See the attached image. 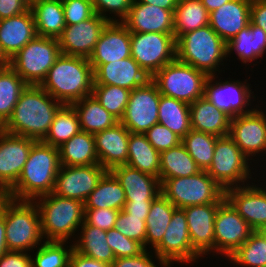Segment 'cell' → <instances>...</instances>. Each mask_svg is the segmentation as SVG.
I'll return each instance as SVG.
<instances>
[{"mask_svg": "<svg viewBox=\"0 0 266 267\" xmlns=\"http://www.w3.org/2000/svg\"><path fill=\"white\" fill-rule=\"evenodd\" d=\"M62 105L40 85H27L22 91L11 117L1 129L9 134L42 141Z\"/></svg>", "mask_w": 266, "mask_h": 267, "instance_id": "1", "label": "cell"}, {"mask_svg": "<svg viewBox=\"0 0 266 267\" xmlns=\"http://www.w3.org/2000/svg\"><path fill=\"white\" fill-rule=\"evenodd\" d=\"M60 167L59 149L36 141L19 179L8 191L9 198L33 201L52 193Z\"/></svg>", "mask_w": 266, "mask_h": 267, "instance_id": "2", "label": "cell"}, {"mask_svg": "<svg viewBox=\"0 0 266 267\" xmlns=\"http://www.w3.org/2000/svg\"><path fill=\"white\" fill-rule=\"evenodd\" d=\"M93 84L89 59L61 53L40 86L58 102L72 105L91 95Z\"/></svg>", "mask_w": 266, "mask_h": 267, "instance_id": "3", "label": "cell"}, {"mask_svg": "<svg viewBox=\"0 0 266 267\" xmlns=\"http://www.w3.org/2000/svg\"><path fill=\"white\" fill-rule=\"evenodd\" d=\"M33 201L39 210L44 240L73 243L84 222V203L53 193L39 196Z\"/></svg>", "mask_w": 266, "mask_h": 267, "instance_id": "4", "label": "cell"}, {"mask_svg": "<svg viewBox=\"0 0 266 267\" xmlns=\"http://www.w3.org/2000/svg\"><path fill=\"white\" fill-rule=\"evenodd\" d=\"M176 59L203 71L208 76H223L221 73H225V68L228 69L226 66L229 67L226 43L210 25L180 36L176 40Z\"/></svg>", "mask_w": 266, "mask_h": 267, "instance_id": "5", "label": "cell"}, {"mask_svg": "<svg viewBox=\"0 0 266 267\" xmlns=\"http://www.w3.org/2000/svg\"><path fill=\"white\" fill-rule=\"evenodd\" d=\"M5 227L8 251L31 253L45 241L34 201L9 198L5 202Z\"/></svg>", "mask_w": 266, "mask_h": 267, "instance_id": "6", "label": "cell"}, {"mask_svg": "<svg viewBox=\"0 0 266 267\" xmlns=\"http://www.w3.org/2000/svg\"><path fill=\"white\" fill-rule=\"evenodd\" d=\"M245 72L249 76L245 75V78L246 76L248 78H244V81L238 78H230V74L228 76L229 78L223 77V80L219 74H216L208 76L205 82L204 98L219 110H222L231 119L236 116L251 113L258 105L266 104L262 97L259 98L257 94L254 95V91L251 89L253 86L250 83L252 74L248 73V71Z\"/></svg>", "mask_w": 266, "mask_h": 267, "instance_id": "7", "label": "cell"}, {"mask_svg": "<svg viewBox=\"0 0 266 267\" xmlns=\"http://www.w3.org/2000/svg\"><path fill=\"white\" fill-rule=\"evenodd\" d=\"M255 167L233 139L226 135L216 140L213 160L206 172L226 190L253 182L261 174L256 173Z\"/></svg>", "mask_w": 266, "mask_h": 267, "instance_id": "8", "label": "cell"}, {"mask_svg": "<svg viewBox=\"0 0 266 267\" xmlns=\"http://www.w3.org/2000/svg\"><path fill=\"white\" fill-rule=\"evenodd\" d=\"M161 194L176 208L222 203L225 190L205 171L188 177L165 179L160 185Z\"/></svg>", "mask_w": 266, "mask_h": 267, "instance_id": "9", "label": "cell"}, {"mask_svg": "<svg viewBox=\"0 0 266 267\" xmlns=\"http://www.w3.org/2000/svg\"><path fill=\"white\" fill-rule=\"evenodd\" d=\"M60 55L56 38L36 36L9 60V66L28 85H41Z\"/></svg>", "mask_w": 266, "mask_h": 267, "instance_id": "10", "label": "cell"}, {"mask_svg": "<svg viewBox=\"0 0 266 267\" xmlns=\"http://www.w3.org/2000/svg\"><path fill=\"white\" fill-rule=\"evenodd\" d=\"M208 75L178 59L166 64L151 79L161 95L191 104L204 97Z\"/></svg>", "mask_w": 266, "mask_h": 267, "instance_id": "11", "label": "cell"}, {"mask_svg": "<svg viewBox=\"0 0 266 267\" xmlns=\"http://www.w3.org/2000/svg\"><path fill=\"white\" fill-rule=\"evenodd\" d=\"M264 105H258L251 113L232 118L229 130V136L253 165L260 168L259 172L261 168L266 167V105Z\"/></svg>", "mask_w": 266, "mask_h": 267, "instance_id": "12", "label": "cell"}, {"mask_svg": "<svg viewBox=\"0 0 266 267\" xmlns=\"http://www.w3.org/2000/svg\"><path fill=\"white\" fill-rule=\"evenodd\" d=\"M131 57L152 78L166 64L176 59L174 34L131 33Z\"/></svg>", "mask_w": 266, "mask_h": 267, "instance_id": "13", "label": "cell"}, {"mask_svg": "<svg viewBox=\"0 0 266 267\" xmlns=\"http://www.w3.org/2000/svg\"><path fill=\"white\" fill-rule=\"evenodd\" d=\"M170 267L174 264L196 267L203 259L192 247L188 224L183 209L177 208L165 230L162 241L152 250ZM200 259V260H199Z\"/></svg>", "mask_w": 266, "mask_h": 267, "instance_id": "14", "label": "cell"}, {"mask_svg": "<svg viewBox=\"0 0 266 267\" xmlns=\"http://www.w3.org/2000/svg\"><path fill=\"white\" fill-rule=\"evenodd\" d=\"M253 232L232 204L225 199L218 207L214 222V258H227L234 253ZM222 256V257H221ZM225 258V259H224Z\"/></svg>", "mask_w": 266, "mask_h": 267, "instance_id": "15", "label": "cell"}, {"mask_svg": "<svg viewBox=\"0 0 266 267\" xmlns=\"http://www.w3.org/2000/svg\"><path fill=\"white\" fill-rule=\"evenodd\" d=\"M160 96L158 86L152 79L131 90L124 116L120 122L129 132L144 134L158 123Z\"/></svg>", "mask_w": 266, "mask_h": 267, "instance_id": "16", "label": "cell"}, {"mask_svg": "<svg viewBox=\"0 0 266 267\" xmlns=\"http://www.w3.org/2000/svg\"><path fill=\"white\" fill-rule=\"evenodd\" d=\"M225 198L253 231H260L266 225V180L264 176L259 175L258 179L256 178L249 184L226 189Z\"/></svg>", "mask_w": 266, "mask_h": 267, "instance_id": "17", "label": "cell"}, {"mask_svg": "<svg viewBox=\"0 0 266 267\" xmlns=\"http://www.w3.org/2000/svg\"><path fill=\"white\" fill-rule=\"evenodd\" d=\"M107 172L100 164L65 166L61 165L53 189V194L63 198L85 202Z\"/></svg>", "mask_w": 266, "mask_h": 267, "instance_id": "18", "label": "cell"}, {"mask_svg": "<svg viewBox=\"0 0 266 267\" xmlns=\"http://www.w3.org/2000/svg\"><path fill=\"white\" fill-rule=\"evenodd\" d=\"M108 23L109 21L95 13L79 24L66 25L57 38L61 53L89 59Z\"/></svg>", "mask_w": 266, "mask_h": 267, "instance_id": "19", "label": "cell"}, {"mask_svg": "<svg viewBox=\"0 0 266 267\" xmlns=\"http://www.w3.org/2000/svg\"><path fill=\"white\" fill-rule=\"evenodd\" d=\"M35 142L0 128V187L9 191L16 184Z\"/></svg>", "mask_w": 266, "mask_h": 267, "instance_id": "20", "label": "cell"}, {"mask_svg": "<svg viewBox=\"0 0 266 267\" xmlns=\"http://www.w3.org/2000/svg\"><path fill=\"white\" fill-rule=\"evenodd\" d=\"M220 204L209 203L183 208L191 245L203 260L208 257L212 260L214 257V222Z\"/></svg>", "mask_w": 266, "mask_h": 267, "instance_id": "21", "label": "cell"}, {"mask_svg": "<svg viewBox=\"0 0 266 267\" xmlns=\"http://www.w3.org/2000/svg\"><path fill=\"white\" fill-rule=\"evenodd\" d=\"M131 57V33L122 22H109L89 58L95 71L101 64Z\"/></svg>", "mask_w": 266, "mask_h": 267, "instance_id": "22", "label": "cell"}, {"mask_svg": "<svg viewBox=\"0 0 266 267\" xmlns=\"http://www.w3.org/2000/svg\"><path fill=\"white\" fill-rule=\"evenodd\" d=\"M122 23L130 33L174 34V10L133 0L130 11Z\"/></svg>", "mask_w": 266, "mask_h": 267, "instance_id": "23", "label": "cell"}, {"mask_svg": "<svg viewBox=\"0 0 266 267\" xmlns=\"http://www.w3.org/2000/svg\"><path fill=\"white\" fill-rule=\"evenodd\" d=\"M235 54L238 57L237 60L239 59L242 64L241 67L245 66L244 68L247 71L249 69L247 66L252 67L253 65V68H250V70L252 69L251 72H254V67H257V64H260L263 61L262 58L266 55L265 31L250 21L247 27L242 29L234 38L226 43L227 61L229 60L230 62V57H233ZM253 61L256 62L254 63Z\"/></svg>", "mask_w": 266, "mask_h": 267, "instance_id": "24", "label": "cell"}, {"mask_svg": "<svg viewBox=\"0 0 266 267\" xmlns=\"http://www.w3.org/2000/svg\"><path fill=\"white\" fill-rule=\"evenodd\" d=\"M129 136V130L121 122L94 134L96 154L104 169L110 171L127 163Z\"/></svg>", "mask_w": 266, "mask_h": 267, "instance_id": "25", "label": "cell"}, {"mask_svg": "<svg viewBox=\"0 0 266 267\" xmlns=\"http://www.w3.org/2000/svg\"><path fill=\"white\" fill-rule=\"evenodd\" d=\"M37 36L31 9L0 20V50L9 61Z\"/></svg>", "mask_w": 266, "mask_h": 267, "instance_id": "26", "label": "cell"}, {"mask_svg": "<svg viewBox=\"0 0 266 267\" xmlns=\"http://www.w3.org/2000/svg\"><path fill=\"white\" fill-rule=\"evenodd\" d=\"M150 79L140 65L132 57H128L101 64L94 71L93 85H115L131 91Z\"/></svg>", "mask_w": 266, "mask_h": 267, "instance_id": "27", "label": "cell"}, {"mask_svg": "<svg viewBox=\"0 0 266 267\" xmlns=\"http://www.w3.org/2000/svg\"><path fill=\"white\" fill-rule=\"evenodd\" d=\"M250 6L251 0H230L209 13V25L227 43L249 25Z\"/></svg>", "mask_w": 266, "mask_h": 267, "instance_id": "28", "label": "cell"}, {"mask_svg": "<svg viewBox=\"0 0 266 267\" xmlns=\"http://www.w3.org/2000/svg\"><path fill=\"white\" fill-rule=\"evenodd\" d=\"M110 172L124 189L126 200L153 201L161 193L159 178L127 164L114 167Z\"/></svg>", "mask_w": 266, "mask_h": 267, "instance_id": "29", "label": "cell"}, {"mask_svg": "<svg viewBox=\"0 0 266 267\" xmlns=\"http://www.w3.org/2000/svg\"><path fill=\"white\" fill-rule=\"evenodd\" d=\"M192 130L217 137L229 135L231 118L202 97L189 105Z\"/></svg>", "mask_w": 266, "mask_h": 267, "instance_id": "30", "label": "cell"}, {"mask_svg": "<svg viewBox=\"0 0 266 267\" xmlns=\"http://www.w3.org/2000/svg\"><path fill=\"white\" fill-rule=\"evenodd\" d=\"M73 249L91 259L111 265L116 259L111 247L107 243L106 231L85 221L80 226L77 237L73 242Z\"/></svg>", "mask_w": 266, "mask_h": 267, "instance_id": "31", "label": "cell"}, {"mask_svg": "<svg viewBox=\"0 0 266 267\" xmlns=\"http://www.w3.org/2000/svg\"><path fill=\"white\" fill-rule=\"evenodd\" d=\"M37 36L58 38L66 26L62 0H39L30 6Z\"/></svg>", "mask_w": 266, "mask_h": 267, "instance_id": "32", "label": "cell"}, {"mask_svg": "<svg viewBox=\"0 0 266 267\" xmlns=\"http://www.w3.org/2000/svg\"><path fill=\"white\" fill-rule=\"evenodd\" d=\"M59 149L61 165L81 166L99 164L94 134L80 131L63 143Z\"/></svg>", "mask_w": 266, "mask_h": 267, "instance_id": "33", "label": "cell"}, {"mask_svg": "<svg viewBox=\"0 0 266 267\" xmlns=\"http://www.w3.org/2000/svg\"><path fill=\"white\" fill-rule=\"evenodd\" d=\"M77 112L81 131L95 134L120 122L91 94L72 104Z\"/></svg>", "mask_w": 266, "mask_h": 267, "instance_id": "34", "label": "cell"}, {"mask_svg": "<svg viewBox=\"0 0 266 267\" xmlns=\"http://www.w3.org/2000/svg\"><path fill=\"white\" fill-rule=\"evenodd\" d=\"M125 203L124 189L116 177L107 171L85 200L84 209L110 208L120 211L124 208Z\"/></svg>", "mask_w": 266, "mask_h": 267, "instance_id": "35", "label": "cell"}, {"mask_svg": "<svg viewBox=\"0 0 266 267\" xmlns=\"http://www.w3.org/2000/svg\"><path fill=\"white\" fill-rule=\"evenodd\" d=\"M126 164L159 178L160 152L148 142L145 134L130 132Z\"/></svg>", "mask_w": 266, "mask_h": 267, "instance_id": "36", "label": "cell"}, {"mask_svg": "<svg viewBox=\"0 0 266 267\" xmlns=\"http://www.w3.org/2000/svg\"><path fill=\"white\" fill-rule=\"evenodd\" d=\"M176 209L161 193L153 200L146 218L145 249L153 250L162 241Z\"/></svg>", "mask_w": 266, "mask_h": 267, "instance_id": "37", "label": "cell"}, {"mask_svg": "<svg viewBox=\"0 0 266 267\" xmlns=\"http://www.w3.org/2000/svg\"><path fill=\"white\" fill-rule=\"evenodd\" d=\"M200 171L182 143L160 152V184L168 178L193 176Z\"/></svg>", "mask_w": 266, "mask_h": 267, "instance_id": "38", "label": "cell"}, {"mask_svg": "<svg viewBox=\"0 0 266 267\" xmlns=\"http://www.w3.org/2000/svg\"><path fill=\"white\" fill-rule=\"evenodd\" d=\"M209 25V12L201 0H178L174 10V37Z\"/></svg>", "mask_w": 266, "mask_h": 267, "instance_id": "39", "label": "cell"}, {"mask_svg": "<svg viewBox=\"0 0 266 267\" xmlns=\"http://www.w3.org/2000/svg\"><path fill=\"white\" fill-rule=\"evenodd\" d=\"M158 123L166 126L182 139L192 129L189 104L161 95Z\"/></svg>", "mask_w": 266, "mask_h": 267, "instance_id": "40", "label": "cell"}, {"mask_svg": "<svg viewBox=\"0 0 266 267\" xmlns=\"http://www.w3.org/2000/svg\"><path fill=\"white\" fill-rule=\"evenodd\" d=\"M226 261L224 266L228 264L230 267H266V237L261 231H253Z\"/></svg>", "mask_w": 266, "mask_h": 267, "instance_id": "41", "label": "cell"}, {"mask_svg": "<svg viewBox=\"0 0 266 267\" xmlns=\"http://www.w3.org/2000/svg\"><path fill=\"white\" fill-rule=\"evenodd\" d=\"M80 131L79 117L74 106L63 104L58 109L54 121L42 142L58 148Z\"/></svg>", "mask_w": 266, "mask_h": 267, "instance_id": "42", "label": "cell"}, {"mask_svg": "<svg viewBox=\"0 0 266 267\" xmlns=\"http://www.w3.org/2000/svg\"><path fill=\"white\" fill-rule=\"evenodd\" d=\"M27 83L8 65L0 70V128L13 113Z\"/></svg>", "mask_w": 266, "mask_h": 267, "instance_id": "43", "label": "cell"}, {"mask_svg": "<svg viewBox=\"0 0 266 267\" xmlns=\"http://www.w3.org/2000/svg\"><path fill=\"white\" fill-rule=\"evenodd\" d=\"M31 252L32 267H69L72 242L44 241Z\"/></svg>", "mask_w": 266, "mask_h": 267, "instance_id": "44", "label": "cell"}, {"mask_svg": "<svg viewBox=\"0 0 266 267\" xmlns=\"http://www.w3.org/2000/svg\"><path fill=\"white\" fill-rule=\"evenodd\" d=\"M217 136L190 130L182 139L181 143L194 159L201 170H207L213 160L214 148Z\"/></svg>", "mask_w": 266, "mask_h": 267, "instance_id": "45", "label": "cell"}, {"mask_svg": "<svg viewBox=\"0 0 266 267\" xmlns=\"http://www.w3.org/2000/svg\"><path fill=\"white\" fill-rule=\"evenodd\" d=\"M130 90L115 85H93L92 95L119 121L123 118Z\"/></svg>", "mask_w": 266, "mask_h": 267, "instance_id": "46", "label": "cell"}, {"mask_svg": "<svg viewBox=\"0 0 266 267\" xmlns=\"http://www.w3.org/2000/svg\"><path fill=\"white\" fill-rule=\"evenodd\" d=\"M146 218L132 216L122 209L118 213L114 229H117L125 237L139 242L145 249Z\"/></svg>", "mask_w": 266, "mask_h": 267, "instance_id": "47", "label": "cell"}, {"mask_svg": "<svg viewBox=\"0 0 266 267\" xmlns=\"http://www.w3.org/2000/svg\"><path fill=\"white\" fill-rule=\"evenodd\" d=\"M95 13L109 22H122L128 15L133 0H91Z\"/></svg>", "mask_w": 266, "mask_h": 267, "instance_id": "48", "label": "cell"}, {"mask_svg": "<svg viewBox=\"0 0 266 267\" xmlns=\"http://www.w3.org/2000/svg\"><path fill=\"white\" fill-rule=\"evenodd\" d=\"M106 237L115 258L135 257L145 250L139 242L125 237L117 229L107 230Z\"/></svg>", "mask_w": 266, "mask_h": 267, "instance_id": "49", "label": "cell"}, {"mask_svg": "<svg viewBox=\"0 0 266 267\" xmlns=\"http://www.w3.org/2000/svg\"><path fill=\"white\" fill-rule=\"evenodd\" d=\"M148 142L159 152L168 150L181 143V138L159 123L153 125L145 133Z\"/></svg>", "mask_w": 266, "mask_h": 267, "instance_id": "50", "label": "cell"}, {"mask_svg": "<svg viewBox=\"0 0 266 267\" xmlns=\"http://www.w3.org/2000/svg\"><path fill=\"white\" fill-rule=\"evenodd\" d=\"M66 25L79 24L95 14L91 0H62Z\"/></svg>", "mask_w": 266, "mask_h": 267, "instance_id": "51", "label": "cell"}, {"mask_svg": "<svg viewBox=\"0 0 266 267\" xmlns=\"http://www.w3.org/2000/svg\"><path fill=\"white\" fill-rule=\"evenodd\" d=\"M111 267H170L160 259L152 250L145 249L135 257L116 258Z\"/></svg>", "mask_w": 266, "mask_h": 267, "instance_id": "52", "label": "cell"}, {"mask_svg": "<svg viewBox=\"0 0 266 267\" xmlns=\"http://www.w3.org/2000/svg\"><path fill=\"white\" fill-rule=\"evenodd\" d=\"M84 221L88 225L95 226L102 230H110L114 228L116 218L119 210L110 208H98V209H84Z\"/></svg>", "mask_w": 266, "mask_h": 267, "instance_id": "53", "label": "cell"}, {"mask_svg": "<svg viewBox=\"0 0 266 267\" xmlns=\"http://www.w3.org/2000/svg\"><path fill=\"white\" fill-rule=\"evenodd\" d=\"M0 267H32L31 253L24 251H7L0 257Z\"/></svg>", "mask_w": 266, "mask_h": 267, "instance_id": "54", "label": "cell"}, {"mask_svg": "<svg viewBox=\"0 0 266 267\" xmlns=\"http://www.w3.org/2000/svg\"><path fill=\"white\" fill-rule=\"evenodd\" d=\"M30 9L25 0H0V20L27 12Z\"/></svg>", "mask_w": 266, "mask_h": 267, "instance_id": "55", "label": "cell"}, {"mask_svg": "<svg viewBox=\"0 0 266 267\" xmlns=\"http://www.w3.org/2000/svg\"><path fill=\"white\" fill-rule=\"evenodd\" d=\"M250 19L254 25L262 28L266 33V2L251 0Z\"/></svg>", "mask_w": 266, "mask_h": 267, "instance_id": "56", "label": "cell"}, {"mask_svg": "<svg viewBox=\"0 0 266 267\" xmlns=\"http://www.w3.org/2000/svg\"><path fill=\"white\" fill-rule=\"evenodd\" d=\"M153 201L126 200L123 210L136 217H148L150 206Z\"/></svg>", "mask_w": 266, "mask_h": 267, "instance_id": "57", "label": "cell"}, {"mask_svg": "<svg viewBox=\"0 0 266 267\" xmlns=\"http://www.w3.org/2000/svg\"><path fill=\"white\" fill-rule=\"evenodd\" d=\"M69 267H111L110 265L95 259L88 258L74 249L69 258Z\"/></svg>", "mask_w": 266, "mask_h": 267, "instance_id": "58", "label": "cell"}, {"mask_svg": "<svg viewBox=\"0 0 266 267\" xmlns=\"http://www.w3.org/2000/svg\"><path fill=\"white\" fill-rule=\"evenodd\" d=\"M8 251L6 243V227H5V203L0 213V257Z\"/></svg>", "mask_w": 266, "mask_h": 267, "instance_id": "59", "label": "cell"}, {"mask_svg": "<svg viewBox=\"0 0 266 267\" xmlns=\"http://www.w3.org/2000/svg\"><path fill=\"white\" fill-rule=\"evenodd\" d=\"M137 2L147 3L150 5H156L162 9L175 10L178 0H136Z\"/></svg>", "mask_w": 266, "mask_h": 267, "instance_id": "60", "label": "cell"}, {"mask_svg": "<svg viewBox=\"0 0 266 267\" xmlns=\"http://www.w3.org/2000/svg\"><path fill=\"white\" fill-rule=\"evenodd\" d=\"M202 4L205 6L207 11L210 13L211 11L219 8L223 4H226L230 0H201Z\"/></svg>", "mask_w": 266, "mask_h": 267, "instance_id": "61", "label": "cell"}, {"mask_svg": "<svg viewBox=\"0 0 266 267\" xmlns=\"http://www.w3.org/2000/svg\"><path fill=\"white\" fill-rule=\"evenodd\" d=\"M9 199L8 191L2 187H0V213L4 203Z\"/></svg>", "mask_w": 266, "mask_h": 267, "instance_id": "62", "label": "cell"}, {"mask_svg": "<svg viewBox=\"0 0 266 267\" xmlns=\"http://www.w3.org/2000/svg\"><path fill=\"white\" fill-rule=\"evenodd\" d=\"M9 65V61L6 59V57L3 55V53L0 50V70L5 68Z\"/></svg>", "mask_w": 266, "mask_h": 267, "instance_id": "63", "label": "cell"}, {"mask_svg": "<svg viewBox=\"0 0 266 267\" xmlns=\"http://www.w3.org/2000/svg\"><path fill=\"white\" fill-rule=\"evenodd\" d=\"M25 1L29 4V6H31L33 3H35L39 0H25Z\"/></svg>", "mask_w": 266, "mask_h": 267, "instance_id": "64", "label": "cell"}, {"mask_svg": "<svg viewBox=\"0 0 266 267\" xmlns=\"http://www.w3.org/2000/svg\"><path fill=\"white\" fill-rule=\"evenodd\" d=\"M263 235L266 237V225L260 230Z\"/></svg>", "mask_w": 266, "mask_h": 267, "instance_id": "65", "label": "cell"}, {"mask_svg": "<svg viewBox=\"0 0 266 267\" xmlns=\"http://www.w3.org/2000/svg\"><path fill=\"white\" fill-rule=\"evenodd\" d=\"M263 171H264V172H263ZM265 171H266V169H264V170L262 169L260 173H262V172H263V173H262V176H265V177H266V172H265ZM265 177H264V179L266 180V178H265Z\"/></svg>", "mask_w": 266, "mask_h": 267, "instance_id": "66", "label": "cell"}]
</instances>
